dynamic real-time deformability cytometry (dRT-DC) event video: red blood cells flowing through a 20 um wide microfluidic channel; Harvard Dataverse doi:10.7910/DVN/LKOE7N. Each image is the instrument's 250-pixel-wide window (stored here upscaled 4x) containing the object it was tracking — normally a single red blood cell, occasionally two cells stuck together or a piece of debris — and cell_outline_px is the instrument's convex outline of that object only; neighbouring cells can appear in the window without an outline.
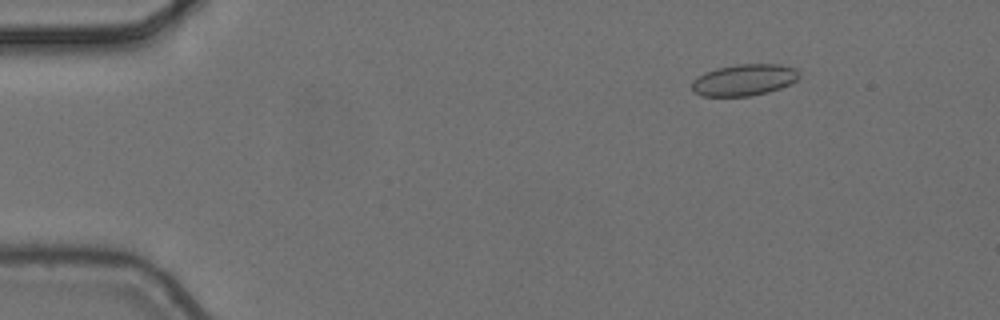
{"species": "common noctule bat (a hibernating species)", "species_latin": "Nyctalus noctula", "temperature_condition": "cold", "stored_images_in_passage": 5, "camera_frame_rate_fps": 3000, "um_per_image_px": 0.085, "animal": {"sex": "female", "body_mass_g": 24.6, "forearm_length_mm": 56.2}, "frame": {"image": 1, "passage_image": 2, "time_ms": 0.333, "image_size_px": [1000, 320], "cell_outline_px": [[800, 76], [796, 80], [780, 88], [768, 92], [748, 96], [700, 96], [692, 92], [692, 80], [704, 72], [716, 68], [736, 64], [780, 64], [796, 68], [800, 72]], "centroid_in_image_um": [63.23, 6.79], "position_along_channel_um": 21.8, "area_um2": 19.88}}
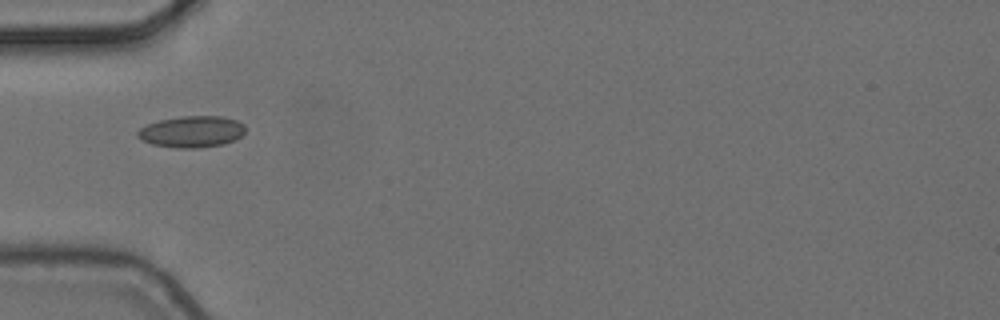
{"frame": {"image": 2, "passage_image": 5, "time_ms": 1.333, "image_size_px": [1000, 320], "cell_outline_px": [[244, 132], [240, 136], [224, 144], [196, 148], [176, 148], [152, 144], [136, 136], [136, 132], [140, 128], [148, 124], [160, 120], [180, 116], [224, 116], [236, 120], [244, 124]], "centroid_in_image_um": [16.29, 11.18], "position_along_channel_um": 68.7, "area_um2": 19.65}}